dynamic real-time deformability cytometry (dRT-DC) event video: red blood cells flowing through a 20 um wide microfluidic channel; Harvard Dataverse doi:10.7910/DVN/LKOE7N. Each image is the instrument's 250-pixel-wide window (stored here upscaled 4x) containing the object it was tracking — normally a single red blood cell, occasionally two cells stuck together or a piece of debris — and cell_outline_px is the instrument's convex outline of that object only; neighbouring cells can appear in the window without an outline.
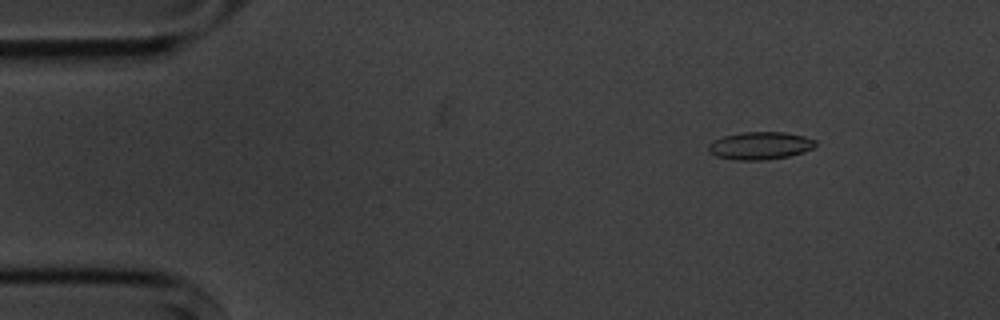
{"species": "common noctule bat (a hibernating species)", "species_latin": "Nyctalus noctula", "temperature_condition": "cold", "stored_images_in_passage": 4, "camera_frame_rate_fps": 3000, "um_per_image_px": 0.085, "animal": {"sex": "male", "body_mass_g": 20.1, "forearm_length_mm": 53.5}, "frame": {"image": 1, "passage_image": 2, "time_ms": 1.333, "image_size_px": [1000, 320], "cell_outline_px": [[816, 144], [812, 148], [804, 152], [788, 156], [764, 160], [736, 160], [716, 156], [708, 152], [708, 144], [712, 140], [724, 136], [740, 132], [784, 132], [804, 136], [816, 140]], "centroid_in_image_um": [64.58, 12.38], "position_along_channel_um": 20.4, "area_um2": 17.34}}
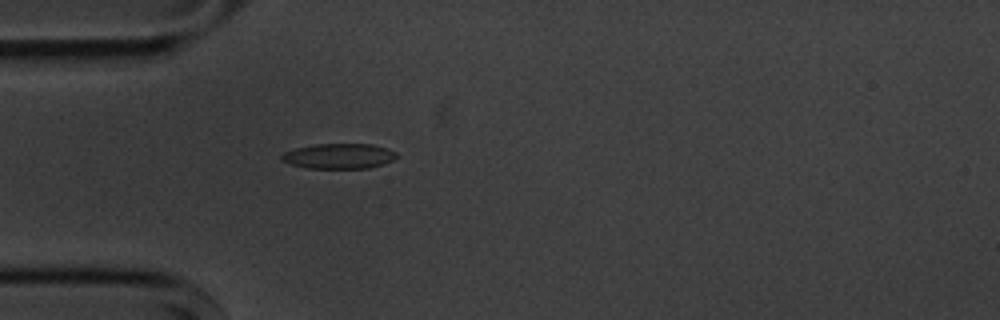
{"frame": {"image": 2, "passage_image": 4, "time_ms": 4.333, "image_size_px": [1000, 320], "cell_outline_px": [[396, 156], [392, 160], [384, 164], [368, 168], [308, 168], [292, 164], [280, 160], [280, 156], [284, 152], [296, 148], [316, 144], [372, 144], [396, 152]], "centroid_in_image_um": [28.78, 13.27], "position_along_channel_um": 56.2, "area_um2": 16.7}}